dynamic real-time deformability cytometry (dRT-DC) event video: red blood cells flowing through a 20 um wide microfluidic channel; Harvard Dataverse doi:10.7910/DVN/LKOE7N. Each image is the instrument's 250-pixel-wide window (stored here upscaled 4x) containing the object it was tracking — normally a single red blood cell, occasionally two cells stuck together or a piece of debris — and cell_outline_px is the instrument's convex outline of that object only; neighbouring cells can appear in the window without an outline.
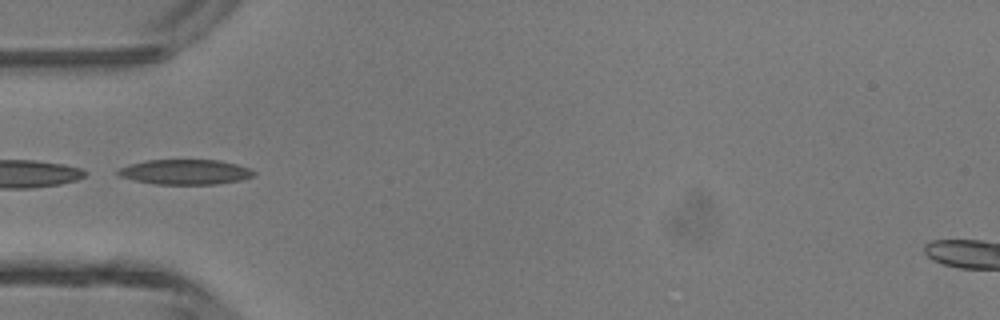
{"species": "common noctule bat (a hibernating species)", "species_latin": "Nyctalus noctula", "temperature_condition": "room temperature", "stored_images_in_passage": 5, "camera_frame_rate_fps": 3000, "um_per_image_px": 0.085, "animal": {"sex": "male", "body_mass_g": 13.3}, "frame": {"image": 1, "passage_image": 5, "time_ms": 1.333, "image_size_px": [1000, 320], "cell_outline_px": [[256, 176], [240, 180], [216, 184], [156, 184], [136, 180], [120, 176], [116, 172], [120, 168], [128, 164], [144, 160], [220, 160], [236, 164], [248, 168], [256, 172]], "centroid_in_image_um": [15.76, 14.61], "position_along_channel_um": 69.2, "area_um2": 19.77}}